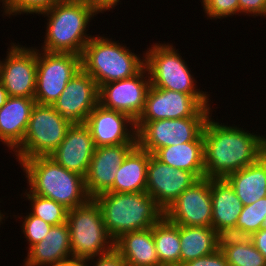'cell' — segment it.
Returning a JSON list of instances; mask_svg holds the SVG:
<instances>
[{
  "mask_svg": "<svg viewBox=\"0 0 266 266\" xmlns=\"http://www.w3.org/2000/svg\"><path fill=\"white\" fill-rule=\"evenodd\" d=\"M85 125L91 133L95 147L137 144L135 121L124 113L100 104L90 112Z\"/></svg>",
  "mask_w": 266,
  "mask_h": 266,
  "instance_id": "e0dca14e",
  "label": "cell"
},
{
  "mask_svg": "<svg viewBox=\"0 0 266 266\" xmlns=\"http://www.w3.org/2000/svg\"><path fill=\"white\" fill-rule=\"evenodd\" d=\"M8 97H9V96H8V94H7L6 89H5L4 86L0 83V107H2V106L5 104V102H6V100H7Z\"/></svg>",
  "mask_w": 266,
  "mask_h": 266,
  "instance_id": "b9f144b4",
  "label": "cell"
},
{
  "mask_svg": "<svg viewBox=\"0 0 266 266\" xmlns=\"http://www.w3.org/2000/svg\"><path fill=\"white\" fill-rule=\"evenodd\" d=\"M72 124L52 105L35 104L22 144L14 151L19 164L28 158L49 156L64 140Z\"/></svg>",
  "mask_w": 266,
  "mask_h": 266,
  "instance_id": "52a82bcc",
  "label": "cell"
},
{
  "mask_svg": "<svg viewBox=\"0 0 266 266\" xmlns=\"http://www.w3.org/2000/svg\"><path fill=\"white\" fill-rule=\"evenodd\" d=\"M94 199L114 241L126 232L152 228L164 216V211L147 192H104Z\"/></svg>",
  "mask_w": 266,
  "mask_h": 266,
  "instance_id": "277c9868",
  "label": "cell"
},
{
  "mask_svg": "<svg viewBox=\"0 0 266 266\" xmlns=\"http://www.w3.org/2000/svg\"><path fill=\"white\" fill-rule=\"evenodd\" d=\"M152 155L173 168L192 172L198 179L205 178L202 133L194 141L163 147Z\"/></svg>",
  "mask_w": 266,
  "mask_h": 266,
  "instance_id": "603a6c76",
  "label": "cell"
},
{
  "mask_svg": "<svg viewBox=\"0 0 266 266\" xmlns=\"http://www.w3.org/2000/svg\"><path fill=\"white\" fill-rule=\"evenodd\" d=\"M225 179L244 206L266 197V154Z\"/></svg>",
  "mask_w": 266,
  "mask_h": 266,
  "instance_id": "d4e9b609",
  "label": "cell"
},
{
  "mask_svg": "<svg viewBox=\"0 0 266 266\" xmlns=\"http://www.w3.org/2000/svg\"><path fill=\"white\" fill-rule=\"evenodd\" d=\"M35 104L34 98L9 96L0 107V142L11 152L22 144Z\"/></svg>",
  "mask_w": 266,
  "mask_h": 266,
  "instance_id": "ffe728a7",
  "label": "cell"
},
{
  "mask_svg": "<svg viewBox=\"0 0 266 266\" xmlns=\"http://www.w3.org/2000/svg\"><path fill=\"white\" fill-rule=\"evenodd\" d=\"M151 155L136 145L120 164L113 187L108 192H146L147 166Z\"/></svg>",
  "mask_w": 266,
  "mask_h": 266,
  "instance_id": "cb8c5ba5",
  "label": "cell"
},
{
  "mask_svg": "<svg viewBox=\"0 0 266 266\" xmlns=\"http://www.w3.org/2000/svg\"><path fill=\"white\" fill-rule=\"evenodd\" d=\"M80 69L81 56L77 54L51 53L37 49L35 102L52 105Z\"/></svg>",
  "mask_w": 266,
  "mask_h": 266,
  "instance_id": "30bf717a",
  "label": "cell"
},
{
  "mask_svg": "<svg viewBox=\"0 0 266 266\" xmlns=\"http://www.w3.org/2000/svg\"><path fill=\"white\" fill-rule=\"evenodd\" d=\"M203 128L205 178L223 179L255 163L265 154V135L213 120ZM215 121V122H214Z\"/></svg>",
  "mask_w": 266,
  "mask_h": 266,
  "instance_id": "6da1fadb",
  "label": "cell"
},
{
  "mask_svg": "<svg viewBox=\"0 0 266 266\" xmlns=\"http://www.w3.org/2000/svg\"><path fill=\"white\" fill-rule=\"evenodd\" d=\"M252 243L266 259V229L253 233Z\"/></svg>",
  "mask_w": 266,
  "mask_h": 266,
  "instance_id": "f35d334b",
  "label": "cell"
},
{
  "mask_svg": "<svg viewBox=\"0 0 266 266\" xmlns=\"http://www.w3.org/2000/svg\"><path fill=\"white\" fill-rule=\"evenodd\" d=\"M222 252L229 266H266L265 257L253 243L228 246Z\"/></svg>",
  "mask_w": 266,
  "mask_h": 266,
  "instance_id": "f546056e",
  "label": "cell"
},
{
  "mask_svg": "<svg viewBox=\"0 0 266 266\" xmlns=\"http://www.w3.org/2000/svg\"><path fill=\"white\" fill-rule=\"evenodd\" d=\"M67 223L72 257L88 259L114 250V240L106 230L100 207L94 198L69 209Z\"/></svg>",
  "mask_w": 266,
  "mask_h": 266,
  "instance_id": "8992f818",
  "label": "cell"
},
{
  "mask_svg": "<svg viewBox=\"0 0 266 266\" xmlns=\"http://www.w3.org/2000/svg\"><path fill=\"white\" fill-rule=\"evenodd\" d=\"M98 104L97 83L89 74L80 69L70 79L52 106L71 124H82Z\"/></svg>",
  "mask_w": 266,
  "mask_h": 266,
  "instance_id": "9a60e30c",
  "label": "cell"
},
{
  "mask_svg": "<svg viewBox=\"0 0 266 266\" xmlns=\"http://www.w3.org/2000/svg\"><path fill=\"white\" fill-rule=\"evenodd\" d=\"M164 216L179 226L212 227L210 179H199L184 190L164 211Z\"/></svg>",
  "mask_w": 266,
  "mask_h": 266,
  "instance_id": "5bb4252c",
  "label": "cell"
},
{
  "mask_svg": "<svg viewBox=\"0 0 266 266\" xmlns=\"http://www.w3.org/2000/svg\"><path fill=\"white\" fill-rule=\"evenodd\" d=\"M265 154H266V137H265Z\"/></svg>",
  "mask_w": 266,
  "mask_h": 266,
  "instance_id": "f6af8a7d",
  "label": "cell"
},
{
  "mask_svg": "<svg viewBox=\"0 0 266 266\" xmlns=\"http://www.w3.org/2000/svg\"><path fill=\"white\" fill-rule=\"evenodd\" d=\"M212 199V227L216 231L223 227L236 226L244 205L233 187L223 179H210Z\"/></svg>",
  "mask_w": 266,
  "mask_h": 266,
  "instance_id": "484cf974",
  "label": "cell"
},
{
  "mask_svg": "<svg viewBox=\"0 0 266 266\" xmlns=\"http://www.w3.org/2000/svg\"><path fill=\"white\" fill-rule=\"evenodd\" d=\"M114 250L127 266H161L153 238V227L126 232L114 241Z\"/></svg>",
  "mask_w": 266,
  "mask_h": 266,
  "instance_id": "7402d4cb",
  "label": "cell"
},
{
  "mask_svg": "<svg viewBox=\"0 0 266 266\" xmlns=\"http://www.w3.org/2000/svg\"><path fill=\"white\" fill-rule=\"evenodd\" d=\"M180 266H229V264L223 252L216 250L214 253L187 261Z\"/></svg>",
  "mask_w": 266,
  "mask_h": 266,
  "instance_id": "d590c367",
  "label": "cell"
},
{
  "mask_svg": "<svg viewBox=\"0 0 266 266\" xmlns=\"http://www.w3.org/2000/svg\"><path fill=\"white\" fill-rule=\"evenodd\" d=\"M100 13L116 7L120 0H88Z\"/></svg>",
  "mask_w": 266,
  "mask_h": 266,
  "instance_id": "ab89813d",
  "label": "cell"
},
{
  "mask_svg": "<svg viewBox=\"0 0 266 266\" xmlns=\"http://www.w3.org/2000/svg\"><path fill=\"white\" fill-rule=\"evenodd\" d=\"M180 265L190 260L214 253L216 231L213 227L180 226Z\"/></svg>",
  "mask_w": 266,
  "mask_h": 266,
  "instance_id": "4316f807",
  "label": "cell"
},
{
  "mask_svg": "<svg viewBox=\"0 0 266 266\" xmlns=\"http://www.w3.org/2000/svg\"><path fill=\"white\" fill-rule=\"evenodd\" d=\"M206 17L216 20L239 14V0H202Z\"/></svg>",
  "mask_w": 266,
  "mask_h": 266,
  "instance_id": "e575fe53",
  "label": "cell"
},
{
  "mask_svg": "<svg viewBox=\"0 0 266 266\" xmlns=\"http://www.w3.org/2000/svg\"><path fill=\"white\" fill-rule=\"evenodd\" d=\"M22 233L25 235L26 240L29 242L28 248L39 243L44 239L47 233L50 231L52 225L46 223L44 220L37 216H34L31 212L26 216H22Z\"/></svg>",
  "mask_w": 266,
  "mask_h": 266,
  "instance_id": "836d02e7",
  "label": "cell"
},
{
  "mask_svg": "<svg viewBox=\"0 0 266 266\" xmlns=\"http://www.w3.org/2000/svg\"><path fill=\"white\" fill-rule=\"evenodd\" d=\"M265 216L266 197L244 206L236 226L253 234L262 228Z\"/></svg>",
  "mask_w": 266,
  "mask_h": 266,
  "instance_id": "4dcf8cb0",
  "label": "cell"
},
{
  "mask_svg": "<svg viewBox=\"0 0 266 266\" xmlns=\"http://www.w3.org/2000/svg\"><path fill=\"white\" fill-rule=\"evenodd\" d=\"M4 216H5V214H2V212L0 211V225H1L2 221H3V219L6 218Z\"/></svg>",
  "mask_w": 266,
  "mask_h": 266,
  "instance_id": "7bdbcfd3",
  "label": "cell"
},
{
  "mask_svg": "<svg viewBox=\"0 0 266 266\" xmlns=\"http://www.w3.org/2000/svg\"><path fill=\"white\" fill-rule=\"evenodd\" d=\"M63 0H4L2 7L6 16L21 14H40Z\"/></svg>",
  "mask_w": 266,
  "mask_h": 266,
  "instance_id": "1f68e13d",
  "label": "cell"
},
{
  "mask_svg": "<svg viewBox=\"0 0 266 266\" xmlns=\"http://www.w3.org/2000/svg\"><path fill=\"white\" fill-rule=\"evenodd\" d=\"M24 195L31 203L30 205L32 209H30V212L34 216L39 217L52 226L67 222L69 209L64 205L57 203L52 199L32 194L30 191L25 192Z\"/></svg>",
  "mask_w": 266,
  "mask_h": 266,
  "instance_id": "f1b7e54d",
  "label": "cell"
},
{
  "mask_svg": "<svg viewBox=\"0 0 266 266\" xmlns=\"http://www.w3.org/2000/svg\"><path fill=\"white\" fill-rule=\"evenodd\" d=\"M153 238L161 266H180V226L163 216L153 226Z\"/></svg>",
  "mask_w": 266,
  "mask_h": 266,
  "instance_id": "83f0119b",
  "label": "cell"
},
{
  "mask_svg": "<svg viewBox=\"0 0 266 266\" xmlns=\"http://www.w3.org/2000/svg\"><path fill=\"white\" fill-rule=\"evenodd\" d=\"M253 234L237 226L223 227L216 230V247L222 251L228 246L251 244Z\"/></svg>",
  "mask_w": 266,
  "mask_h": 266,
  "instance_id": "d6a6232c",
  "label": "cell"
},
{
  "mask_svg": "<svg viewBox=\"0 0 266 266\" xmlns=\"http://www.w3.org/2000/svg\"><path fill=\"white\" fill-rule=\"evenodd\" d=\"M151 86L146 67L138 74L99 87V104L128 115L135 122L143 112Z\"/></svg>",
  "mask_w": 266,
  "mask_h": 266,
  "instance_id": "4fadbf2b",
  "label": "cell"
},
{
  "mask_svg": "<svg viewBox=\"0 0 266 266\" xmlns=\"http://www.w3.org/2000/svg\"><path fill=\"white\" fill-rule=\"evenodd\" d=\"M86 263H87L86 259L71 257L66 260L53 263L49 266H87Z\"/></svg>",
  "mask_w": 266,
  "mask_h": 266,
  "instance_id": "60d3db41",
  "label": "cell"
},
{
  "mask_svg": "<svg viewBox=\"0 0 266 266\" xmlns=\"http://www.w3.org/2000/svg\"><path fill=\"white\" fill-rule=\"evenodd\" d=\"M239 13L266 17V0H239Z\"/></svg>",
  "mask_w": 266,
  "mask_h": 266,
  "instance_id": "8d00e7d4",
  "label": "cell"
},
{
  "mask_svg": "<svg viewBox=\"0 0 266 266\" xmlns=\"http://www.w3.org/2000/svg\"><path fill=\"white\" fill-rule=\"evenodd\" d=\"M208 117L136 121L137 145L153 154L157 149L194 141Z\"/></svg>",
  "mask_w": 266,
  "mask_h": 266,
  "instance_id": "8fae6325",
  "label": "cell"
},
{
  "mask_svg": "<svg viewBox=\"0 0 266 266\" xmlns=\"http://www.w3.org/2000/svg\"><path fill=\"white\" fill-rule=\"evenodd\" d=\"M93 260H95V262ZM86 261L88 262L86 263L87 266L91 265L89 263H92V261L94 266H127L126 261L115 250L103 256H97V258H88Z\"/></svg>",
  "mask_w": 266,
  "mask_h": 266,
  "instance_id": "74e56055",
  "label": "cell"
},
{
  "mask_svg": "<svg viewBox=\"0 0 266 266\" xmlns=\"http://www.w3.org/2000/svg\"><path fill=\"white\" fill-rule=\"evenodd\" d=\"M94 150L93 138L85 123L72 124L64 140L49 156L67 170L85 177Z\"/></svg>",
  "mask_w": 266,
  "mask_h": 266,
  "instance_id": "d6986e66",
  "label": "cell"
},
{
  "mask_svg": "<svg viewBox=\"0 0 266 266\" xmlns=\"http://www.w3.org/2000/svg\"><path fill=\"white\" fill-rule=\"evenodd\" d=\"M99 11L88 0H63L40 15H45L47 27L41 48L51 53H71L81 56L93 37L87 34L90 20Z\"/></svg>",
  "mask_w": 266,
  "mask_h": 266,
  "instance_id": "7a4b0ae2",
  "label": "cell"
},
{
  "mask_svg": "<svg viewBox=\"0 0 266 266\" xmlns=\"http://www.w3.org/2000/svg\"><path fill=\"white\" fill-rule=\"evenodd\" d=\"M146 51L145 67L151 86L185 94L207 93L196 88L194 75L173 44L155 43Z\"/></svg>",
  "mask_w": 266,
  "mask_h": 266,
  "instance_id": "ba28073f",
  "label": "cell"
},
{
  "mask_svg": "<svg viewBox=\"0 0 266 266\" xmlns=\"http://www.w3.org/2000/svg\"><path fill=\"white\" fill-rule=\"evenodd\" d=\"M199 179L183 169L160 162L153 155L147 166L146 192L165 211L176 198Z\"/></svg>",
  "mask_w": 266,
  "mask_h": 266,
  "instance_id": "2e32d148",
  "label": "cell"
},
{
  "mask_svg": "<svg viewBox=\"0 0 266 266\" xmlns=\"http://www.w3.org/2000/svg\"><path fill=\"white\" fill-rule=\"evenodd\" d=\"M23 266H47L72 257L68 223L52 226L42 241L28 249Z\"/></svg>",
  "mask_w": 266,
  "mask_h": 266,
  "instance_id": "44dd1931",
  "label": "cell"
},
{
  "mask_svg": "<svg viewBox=\"0 0 266 266\" xmlns=\"http://www.w3.org/2000/svg\"><path fill=\"white\" fill-rule=\"evenodd\" d=\"M142 58L107 36L95 35L83 49L81 69L100 87L138 74L145 67V56Z\"/></svg>",
  "mask_w": 266,
  "mask_h": 266,
  "instance_id": "5b68a950",
  "label": "cell"
},
{
  "mask_svg": "<svg viewBox=\"0 0 266 266\" xmlns=\"http://www.w3.org/2000/svg\"><path fill=\"white\" fill-rule=\"evenodd\" d=\"M7 56L0 60V83L8 96L34 98L36 91L37 49L10 43Z\"/></svg>",
  "mask_w": 266,
  "mask_h": 266,
  "instance_id": "7c38bea8",
  "label": "cell"
},
{
  "mask_svg": "<svg viewBox=\"0 0 266 266\" xmlns=\"http://www.w3.org/2000/svg\"><path fill=\"white\" fill-rule=\"evenodd\" d=\"M20 166L26 173L32 194L52 199L67 209L83 205L90 199L85 178L59 165L50 156L28 158Z\"/></svg>",
  "mask_w": 266,
  "mask_h": 266,
  "instance_id": "3957f363",
  "label": "cell"
},
{
  "mask_svg": "<svg viewBox=\"0 0 266 266\" xmlns=\"http://www.w3.org/2000/svg\"><path fill=\"white\" fill-rule=\"evenodd\" d=\"M262 229H266V216H265V219H264V222H263V225H262Z\"/></svg>",
  "mask_w": 266,
  "mask_h": 266,
  "instance_id": "ee69618b",
  "label": "cell"
},
{
  "mask_svg": "<svg viewBox=\"0 0 266 266\" xmlns=\"http://www.w3.org/2000/svg\"><path fill=\"white\" fill-rule=\"evenodd\" d=\"M208 94H185L150 86L143 112L136 121L209 117Z\"/></svg>",
  "mask_w": 266,
  "mask_h": 266,
  "instance_id": "9c48e42d",
  "label": "cell"
},
{
  "mask_svg": "<svg viewBox=\"0 0 266 266\" xmlns=\"http://www.w3.org/2000/svg\"><path fill=\"white\" fill-rule=\"evenodd\" d=\"M137 144H120L95 147L85 178L90 198L108 192L114 184L116 172L127 154Z\"/></svg>",
  "mask_w": 266,
  "mask_h": 266,
  "instance_id": "ac0fdd59",
  "label": "cell"
}]
</instances>
